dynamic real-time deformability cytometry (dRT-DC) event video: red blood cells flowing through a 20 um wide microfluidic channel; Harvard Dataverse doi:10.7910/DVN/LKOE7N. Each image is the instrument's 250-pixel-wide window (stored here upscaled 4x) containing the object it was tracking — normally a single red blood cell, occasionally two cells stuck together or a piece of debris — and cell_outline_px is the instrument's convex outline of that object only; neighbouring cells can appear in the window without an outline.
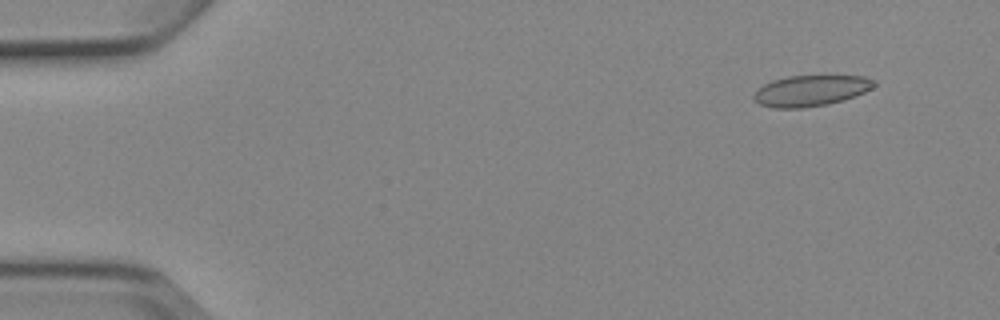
{"species": "Egyptian fruit bat (a non-hibernating species)", "species_latin": "Rousettus aegyptiacus", "temperature_condition": "cold", "stored_images_in_passage": 8, "camera_frame_rate_fps": 3000, "um_per_image_px": 0.085, "animal": {"sex": "female"}, "frame": {"image": 1, "passage_image": 2, "time_ms": 1.333, "image_size_px": [1000, 320], "cell_outline_px": [[876, 84], [872, 88], [856, 96], [828, 104], [804, 108], [772, 108], [760, 104], [752, 100], [752, 96], [764, 84], [772, 80], [788, 76], [864, 76], [876, 80]], "centroid_in_image_um": [68.91, 7.71], "position_along_channel_um": 16.1, "area_um2": 21.73}}
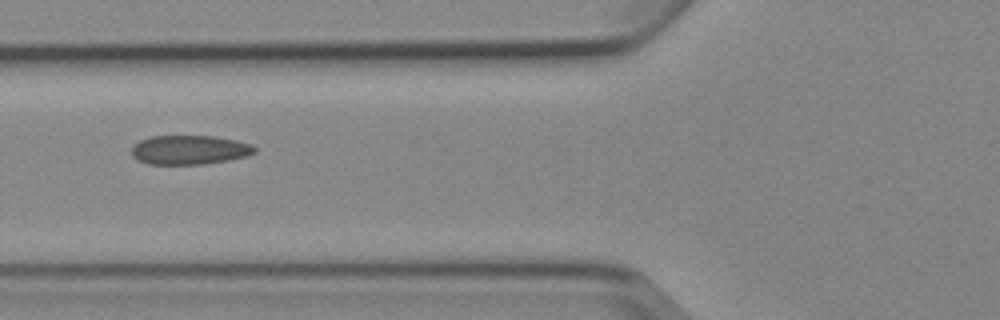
{"frame": {"image": 2, "passage_image": 6, "time_ms": 6.667, "image_size_px": [1000, 320], "cell_outline_px": [[256, 152], [248, 156], [228, 160], [204, 164], [148, 164], [136, 160], [132, 156], [132, 148], [140, 140], [148, 136], [212, 136], [236, 140], [252, 144], [256, 148]], "centroid_in_image_um": [16.11, 12.74], "position_along_channel_um": 109.7, "area_um2": 21.04}}
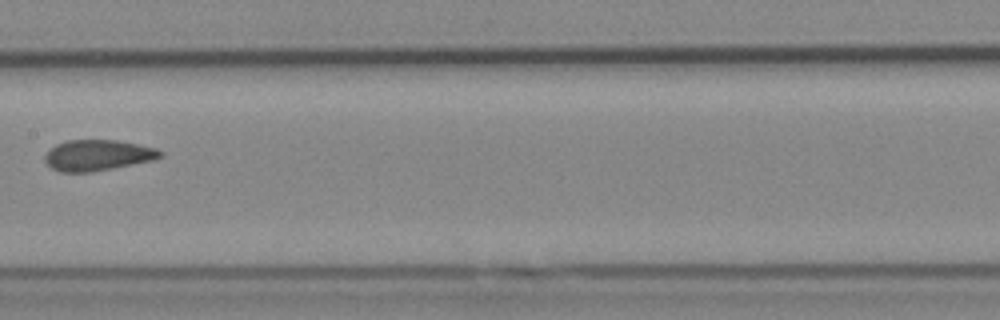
{"frame": {"image": 3, "passage_image": 8, "time_ms": 9.0, "image_size_px": [1000, 320], "cell_outline_px": [[164, 156], [152, 160], [92, 172], [60, 172], [52, 168], [44, 160], [44, 156], [56, 144], [68, 140], [116, 140], [156, 148], [164, 152]], "centroid_in_image_um": [8.31, 13.19], "position_along_channel_um": 199.1, "area_um2": 20.58}}